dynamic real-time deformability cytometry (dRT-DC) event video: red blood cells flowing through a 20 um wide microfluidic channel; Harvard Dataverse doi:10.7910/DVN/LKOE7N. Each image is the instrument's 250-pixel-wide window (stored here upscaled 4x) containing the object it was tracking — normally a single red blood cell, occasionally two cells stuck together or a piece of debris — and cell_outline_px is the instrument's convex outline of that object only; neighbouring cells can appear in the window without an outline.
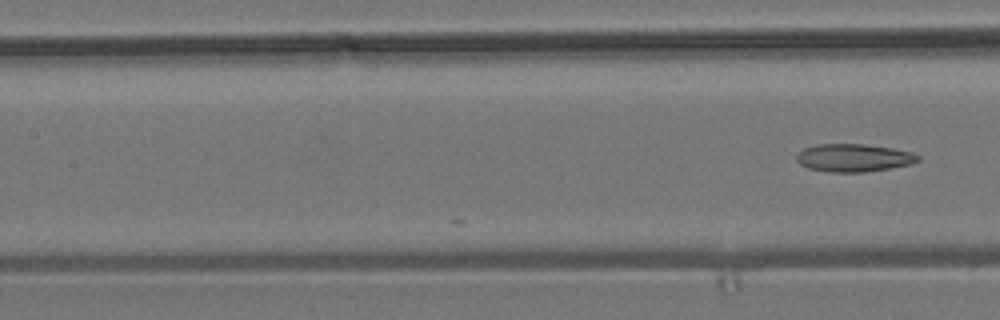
{"species": "common noctule bat (a hibernating species)", "species_latin": "Nyctalus noctula", "temperature_condition": "room temperature", "stored_images_in_passage": 12, "camera_frame_rate_fps": 3000, "um_per_image_px": 0.085, "animal": {"sex": "male", "body_mass_g": 19.2, "forearm_length_mm": 51.8}, "frame": {"image": 1, "passage_image": 12, "time_ms": 3.667, "image_size_px": [1000, 320], "cell_outline_px": [[920, 160], [912, 164], [864, 172], [828, 172], [808, 168], [800, 164], [796, 160], [796, 156], [804, 148], [816, 144], [864, 144], [892, 148], [912, 152], [920, 156]], "centroid_in_image_um": [72.57, 13.41], "position_along_channel_um": 134.8, "area_um2": 19.71}}